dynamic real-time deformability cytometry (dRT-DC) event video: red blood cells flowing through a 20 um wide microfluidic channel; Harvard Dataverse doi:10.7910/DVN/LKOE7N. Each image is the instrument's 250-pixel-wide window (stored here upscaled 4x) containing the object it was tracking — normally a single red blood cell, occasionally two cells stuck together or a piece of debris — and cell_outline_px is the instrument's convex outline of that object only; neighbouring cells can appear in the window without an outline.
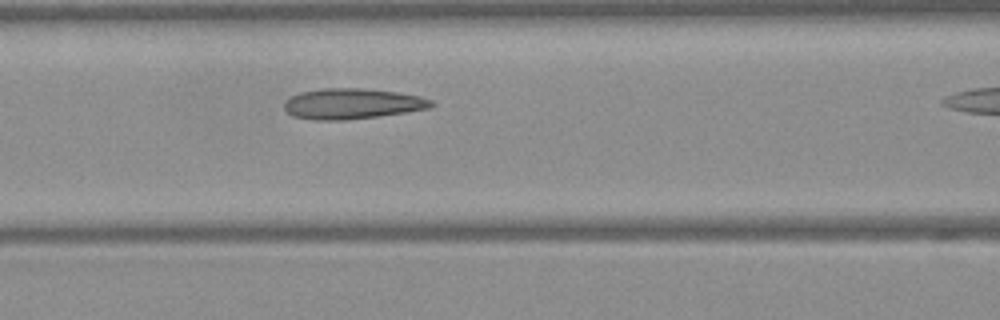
{"species": "Egyptian fruit bat (a non-hibernating species)", "species_latin": "Rousettus aegyptiacus", "temperature_condition": "warm", "stored_images_in_passage": 11, "camera_frame_rate_fps": 3000, "um_per_image_px": 0.085, "frame": {"image": 1, "passage_image": 10, "time_ms": 3.0, "image_size_px": [1000, 320], "cell_outline_px": [[436, 104], [428, 108], [408, 112], [380, 116], [344, 120], [312, 120], [292, 116], [284, 108], [284, 104], [292, 96], [300, 92], [324, 88], [364, 88], [396, 92], [420, 96], [432, 100]], "centroid_in_image_um": [29.95, 8.82], "position_along_channel_um": 136.6, "area_um2": 26.24}}